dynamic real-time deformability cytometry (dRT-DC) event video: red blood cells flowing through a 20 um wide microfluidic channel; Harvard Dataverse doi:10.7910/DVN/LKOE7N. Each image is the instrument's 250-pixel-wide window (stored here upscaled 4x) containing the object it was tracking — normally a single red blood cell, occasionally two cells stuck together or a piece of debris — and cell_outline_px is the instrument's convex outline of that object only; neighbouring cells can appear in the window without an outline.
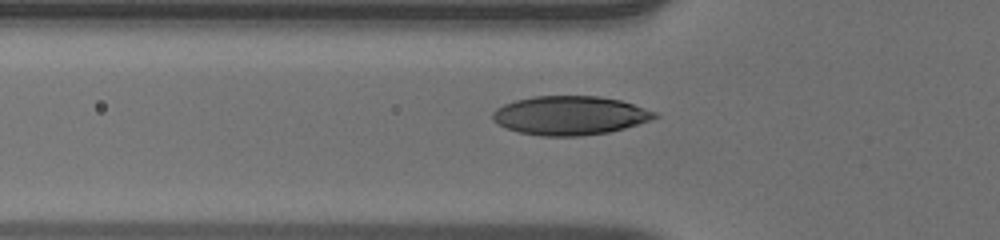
{"species": "human", "species_latin": "Homo sapiens", "temperature_condition": "warm", "stored_images_in_passage": 37, "camera_frame_rate_fps": 3000, "um_per_image_px": 0.085, "donor": {"sex": "male"}, "frame": {"image": 1, "passage_image": 5, "time_ms": 1.333, "image_size_px": [1000, 240], "cell_outline_px": [[660, 116], [652, 120], [624, 128], [608, 132], [580, 136], [540, 136], [520, 132], [504, 128], [492, 120], [492, 112], [496, 108], [504, 104], [516, 100], [532, 96], [600, 96], [620, 100], [656, 112]], "centroid_in_image_um": [48.42, 9.81], "position_along_channel_um": 77.4, "area_um2": 36.82}}
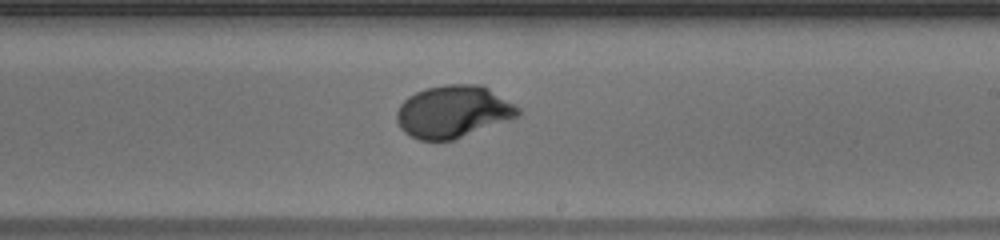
{"frame": {"image": 2, "passage_image": 18, "time_ms": 5.667, "image_size_px": [1000, 240], "cell_outline_px": [[520, 116], [452, 140], [420, 140], [404, 132], [400, 128], [396, 120], [396, 112], [400, 104], [408, 96], [416, 92], [428, 88], [444, 84], [480, 84], [488, 88], [520, 108]], "centroid_in_image_um": [38.5, 9.48], "position_along_channel_um": 250.5, "area_um2": 36.76}}
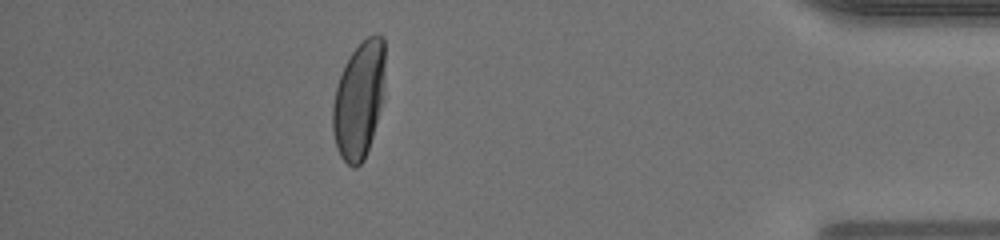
{"frame": {"image": 3, "passage_image": 33, "time_ms": 10.667, "image_size_px": [1000, 240], "cell_outline_px": [[384, 68], [380, 104], [372, 136], [364, 160], [356, 168], [352, 168], [340, 156], [336, 148], [332, 128], [332, 104], [336, 88], [344, 64], [348, 56], [368, 36], [376, 32], [384, 36]], "centroid_in_image_um": [30.47, 8.48], "position_along_channel_um": 404.7, "area_um2": 35.26}, "authors_computed_cell_mechanics": {"area_um2": 36.1828, "velocity_mm_per_s": 3.9856, "shape_relaxation_time_tau1_ms": 3.5523, "shape_relaxation_time_tau2_ms": null, "deformation_change_tau1": 0.2016, "deformation_change_tau2": null}}